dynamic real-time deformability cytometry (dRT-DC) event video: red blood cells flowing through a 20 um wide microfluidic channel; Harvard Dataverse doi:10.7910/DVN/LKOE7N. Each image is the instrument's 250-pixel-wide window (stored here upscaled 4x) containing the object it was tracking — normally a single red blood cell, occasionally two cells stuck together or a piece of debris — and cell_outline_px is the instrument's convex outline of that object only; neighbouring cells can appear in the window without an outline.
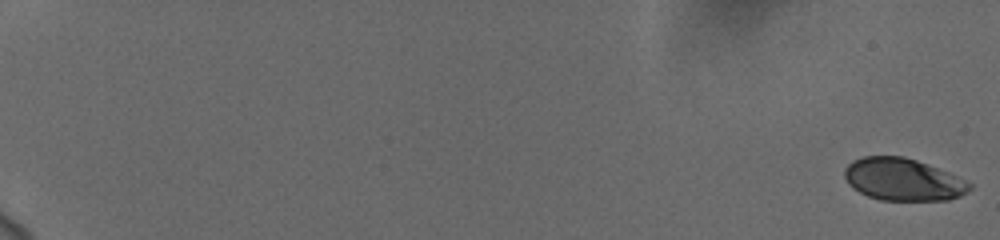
{"species": "human", "species_latin": "Homo sapiens", "temperature_condition": "cold", "stored_images_in_passage": 59, "camera_frame_rate_fps": 3000, "um_per_image_px": 0.085, "donor": {"sex": "female"}, "frame": {"image": 1, "passage_image": 1, "time_ms": 0.0, "image_size_px": [1000, 240], "cell_outline_px": [[972, 188], [960, 196], [948, 200], [880, 200], [868, 196], [860, 192], [848, 184], [844, 176], [844, 168], [852, 160], [864, 156], [904, 156], [928, 164], [948, 172], [972, 184]], "centroid_in_image_um": [76.73, 15.25], "position_along_channel_um": 8.3, "area_um2": 30.81}}
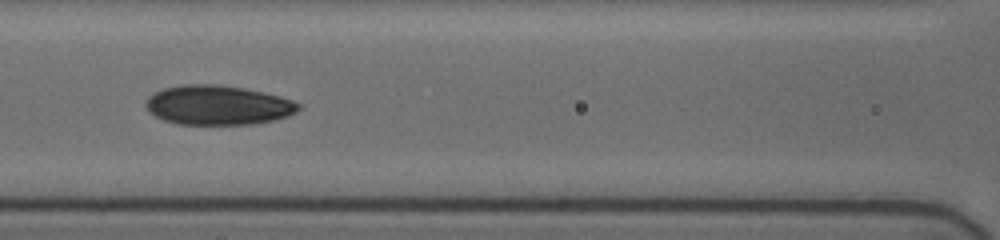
{"frame": {"image": 2, "passage_image": 31, "time_ms": 10.0, "image_size_px": [1000, 240], "cell_outline_px": [[300, 108], [296, 112], [288, 116], [256, 124], [176, 124], [164, 120], [148, 112], [144, 104], [148, 96], [164, 88], [184, 84], [212, 84], [240, 88], [280, 96], [292, 100], [300, 104]], "centroid_in_image_um": [18.49, 8.94], "position_along_channel_um": 148.1, "area_um2": 34.97}}
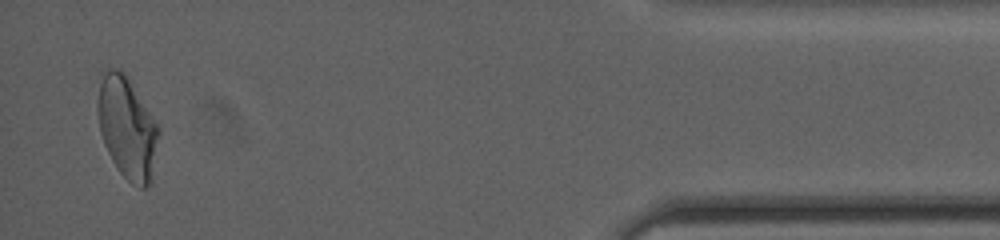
{"frame": {"image": 3, "passage_image": 58, "time_ms": 19.0, "image_size_px": [1000, 240], "cell_outline_px": [[160, 132], [152, 184], [144, 188], [140, 188], [132, 184], [116, 168], [104, 144], [100, 132], [96, 108], [96, 104], [100, 72], [104, 68], [116, 68], [124, 72], [128, 76], [160, 128]], "centroid_in_image_um": [10.8, 10.83], "position_along_channel_um": 424.4, "area_um2": 37.17}, "authors_computed_cell_mechanics": {"area_um2": 33.6974, "velocity_mm_per_s": 3.7024, "shape_relaxation_time_tau1_ms": 5.1433, "shape_relaxation_time_tau2_ms": 2.4859, "deformation_change_tau1": 0.1382, "deformation_change_tau2": 0.0702}}